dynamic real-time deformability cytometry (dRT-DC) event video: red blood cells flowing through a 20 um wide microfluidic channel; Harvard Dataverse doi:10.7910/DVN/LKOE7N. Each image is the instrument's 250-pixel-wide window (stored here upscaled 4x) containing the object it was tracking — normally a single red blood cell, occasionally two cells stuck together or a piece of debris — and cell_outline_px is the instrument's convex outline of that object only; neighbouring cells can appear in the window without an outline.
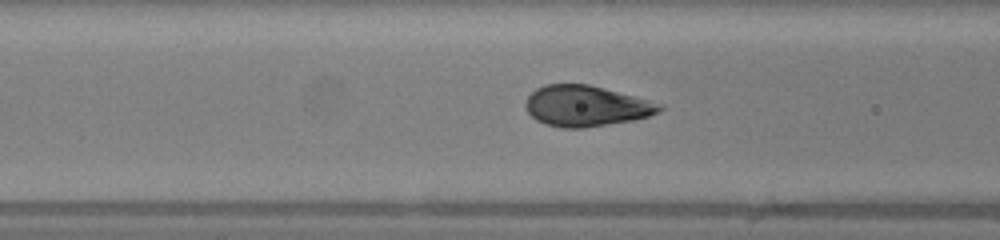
{"species": "human", "species_latin": "Homo sapiens", "temperature_condition": "warm", "stored_images_in_passage": 33, "camera_frame_rate_fps": 3000, "um_per_image_px": 0.085, "donor": {"sex": "female"}, "frame": {"image": 1, "passage_image": 9, "time_ms": 2.667, "image_size_px": [1000, 240], "cell_outline_px": [[664, 108], [660, 112], [648, 116], [632, 120], [584, 128], [564, 128], [544, 124], [536, 120], [528, 112], [524, 104], [528, 96], [536, 88], [544, 84], [588, 84], [664, 104]], "centroid_in_image_um": [49.8, 9.01], "position_along_channel_um": 116.8, "area_um2": 31.79}}
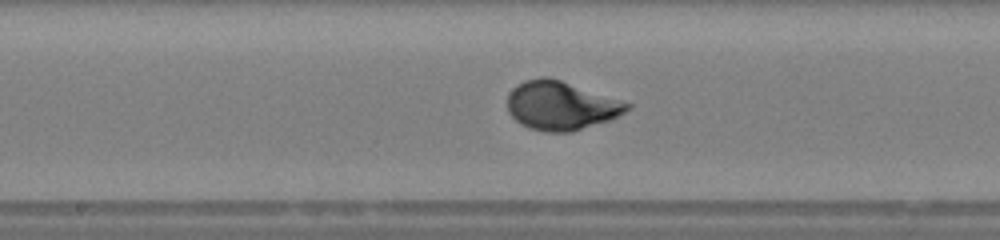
{"frame": {"image": 2, "passage_image": 15, "time_ms": 4.667, "image_size_px": [1000, 240], "cell_outline_px": [[632, 108], [608, 120], [572, 132], [548, 132], [528, 128], [520, 124], [508, 112], [508, 96], [512, 88], [524, 80], [540, 76], [548, 76], [632, 104]], "centroid_in_image_um": [47.64, 8.97], "position_along_channel_um": 200.6, "area_um2": 33.76}}
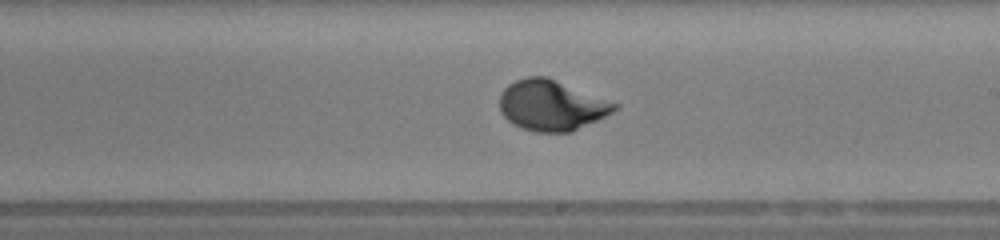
{"frame": {"image": 3, "passage_image": 18, "time_ms": 5.667, "image_size_px": [1000, 240], "cell_outline_px": [[620, 108], [572, 132], [536, 132], [520, 128], [508, 120], [500, 112], [500, 96], [504, 88], [508, 84], [516, 80], [528, 76], [544, 76], [620, 104]], "centroid_in_image_um": [46.86, 8.96], "position_along_channel_um": 242.1, "area_um2": 33.58}, "authors_computed_cell_mechanics": {"area_um2": 32.5414, "velocity_mm_per_s": 4.1969, "shape_relaxation_time_tau1_ms": 2.9957, "shape_relaxation_time_tau2_ms": null, "deformation_change_tau1": 0.1823, "deformation_change_tau2": null}}